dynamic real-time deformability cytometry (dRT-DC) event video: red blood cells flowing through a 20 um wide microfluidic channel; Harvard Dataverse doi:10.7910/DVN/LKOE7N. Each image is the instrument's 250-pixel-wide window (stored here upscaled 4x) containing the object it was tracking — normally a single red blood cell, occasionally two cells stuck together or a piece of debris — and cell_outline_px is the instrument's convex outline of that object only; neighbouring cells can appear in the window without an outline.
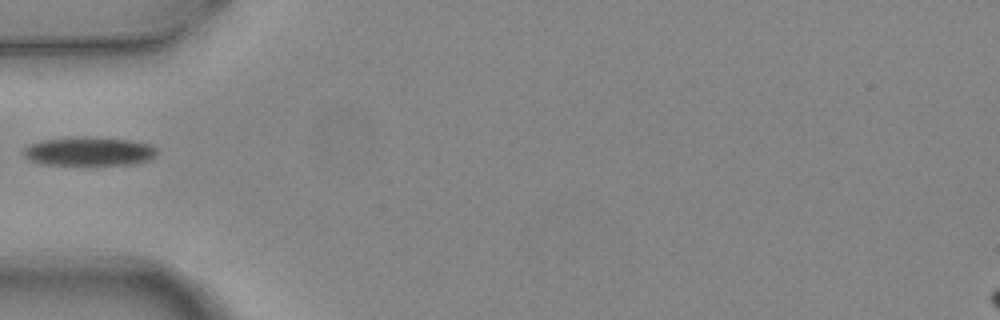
{"species": "common noctule bat (a hibernating species)", "species_latin": "Nyctalus noctula", "temperature_condition": "warm", "stored_images_in_passage": 6, "camera_frame_rate_fps": 3000, "um_per_image_px": 0.085, "animal": {"sex": "female", "body_mass_g": 24.6, "forearm_length_mm": 56.2}, "frame": {"image": 1, "passage_image": 5, "time_ms": 1.333, "image_size_px": [1000, 320], "cell_outline_px": [[156, 156], [148, 160], [132, 164], [96, 168], [40, 164], [28, 160], [24, 156], [24, 148], [28, 144], [40, 140], [128, 140], [148, 144], [156, 148]], "centroid_in_image_um": [7.54, 12.99], "position_along_channel_um": 77.5, "area_um2": 22.31}}
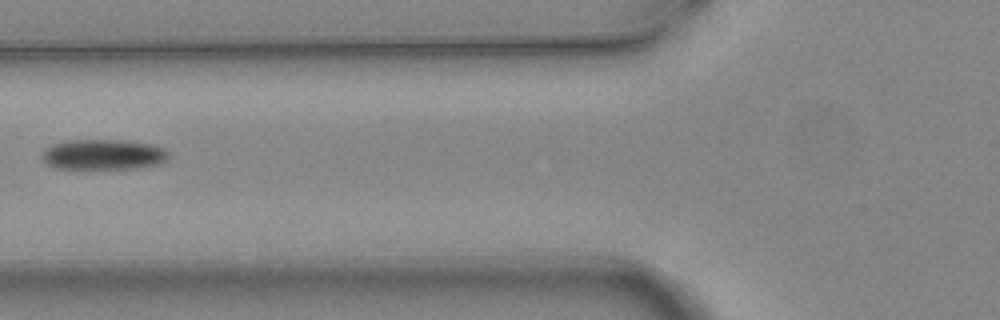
{"frame": {"image": 2, "passage_image": 6, "time_ms": 1.667, "image_size_px": [1000, 320], "cell_outline_px": [[168, 156], [164, 160], [156, 164], [136, 168], [52, 168], [44, 164], [40, 156], [44, 148], [52, 144], [64, 140], [124, 140], [148, 144], [164, 148], [168, 152]], "centroid_in_image_um": [8.66, 13.13], "position_along_channel_um": 117.1, "area_um2": 22.43}}